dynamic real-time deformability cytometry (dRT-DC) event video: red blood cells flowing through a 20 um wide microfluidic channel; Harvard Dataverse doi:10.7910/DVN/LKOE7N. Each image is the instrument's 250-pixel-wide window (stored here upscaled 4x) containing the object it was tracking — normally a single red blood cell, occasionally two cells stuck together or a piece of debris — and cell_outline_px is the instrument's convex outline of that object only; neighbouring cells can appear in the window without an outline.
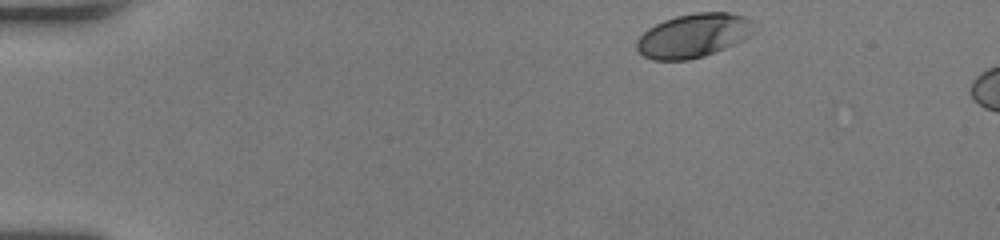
{"species": "human", "species_latin": "Homo sapiens", "temperature_condition": "room temperature", "stored_images_in_passage": 8, "camera_frame_rate_fps": 3000, "um_per_image_px": 0.085, "donor": {"sex": "female"}, "frame": {"image": 1, "passage_image": 1, "time_ms": 0.0, "image_size_px": [1000, 240], "cell_outline_px": [[756, 32], [724, 48], [704, 56], [688, 60], [652, 60], [644, 56], [636, 48], [636, 40], [648, 28], [664, 20], [676, 16], [696, 12], [728, 12], [744, 16], [756, 20]], "centroid_in_image_um": [58.98, 3.01], "position_along_channel_um": 26.0, "area_um2": 30.17}}